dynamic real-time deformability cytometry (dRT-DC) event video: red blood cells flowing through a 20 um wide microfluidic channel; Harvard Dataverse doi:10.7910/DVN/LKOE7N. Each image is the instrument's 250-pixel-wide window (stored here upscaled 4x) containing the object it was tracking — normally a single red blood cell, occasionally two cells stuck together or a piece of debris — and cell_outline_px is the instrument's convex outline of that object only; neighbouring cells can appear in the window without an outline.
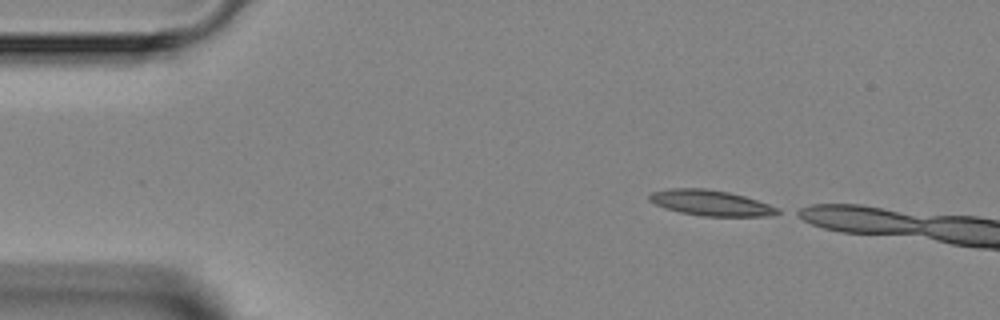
{"species": "Egyptian fruit bat (a non-hibernating species)", "species_latin": "Rousettus aegyptiacus", "temperature_condition": "room temperature", "stored_images_in_passage": 3, "camera_frame_rate_fps": 3000, "um_per_image_px": 0.085, "animal": {"sex": "female"}, "frame": {"image": 1, "passage_image": 1, "time_ms": 0.0, "image_size_px": [1000, 320], "cell_outline_px": [[780, 212], [772, 216], [700, 216], [680, 212], [664, 208], [648, 200], [648, 196], [652, 192], [668, 188], [704, 188], [728, 192], [744, 196], [780, 208]], "centroid_in_image_um": [60.4, 17.25], "position_along_channel_um": 24.6, "area_um2": 19.13}}